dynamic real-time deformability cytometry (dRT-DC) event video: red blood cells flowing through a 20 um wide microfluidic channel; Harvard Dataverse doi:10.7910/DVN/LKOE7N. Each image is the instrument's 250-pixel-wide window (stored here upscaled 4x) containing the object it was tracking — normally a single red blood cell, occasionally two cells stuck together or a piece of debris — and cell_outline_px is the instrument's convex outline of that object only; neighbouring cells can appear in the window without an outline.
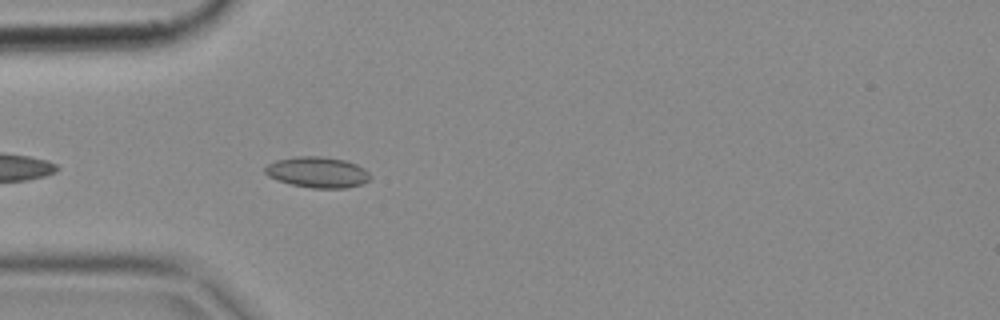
{"species": "common noctule bat (a hibernating species)", "species_latin": "Nyctalus noctula", "temperature_condition": "cold", "stored_images_in_passage": 4, "camera_frame_rate_fps": 3000, "um_per_image_px": 0.085, "animal": {"sex": "female", "body_mass_g": 18.4}, "frame": {"image": 1, "passage_image": 4, "time_ms": 1.0, "image_size_px": [1000, 320], "cell_outline_px": [[372, 176], [368, 180], [360, 184], [348, 188], [312, 188], [292, 184], [276, 180], [268, 176], [264, 172], [264, 168], [268, 164], [276, 160], [296, 156], [320, 156], [344, 160], [356, 164], [364, 168]], "centroid_in_image_um": [26.97, 14.64], "position_along_channel_um": 58.0, "area_um2": 18.9}}